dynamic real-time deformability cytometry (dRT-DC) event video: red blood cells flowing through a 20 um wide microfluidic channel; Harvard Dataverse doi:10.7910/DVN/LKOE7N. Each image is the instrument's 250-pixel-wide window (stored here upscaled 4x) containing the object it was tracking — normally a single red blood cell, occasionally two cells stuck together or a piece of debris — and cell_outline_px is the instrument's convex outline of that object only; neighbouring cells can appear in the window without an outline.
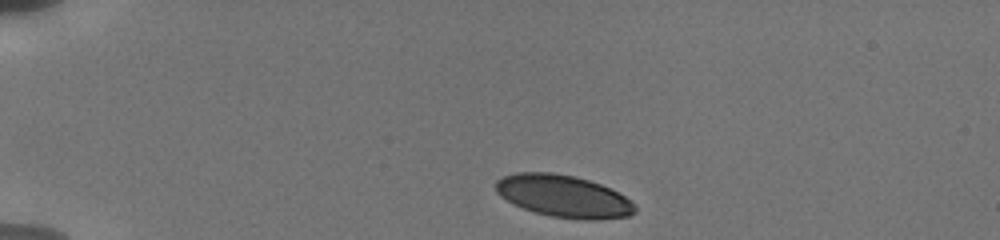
{"species": "human", "species_latin": "Homo sapiens", "temperature_condition": "cold", "stored_images_in_passage": 42, "camera_frame_rate_fps": 3000, "um_per_image_px": 0.085, "donor": {"sex": "male"}, "frame": {"image": 1, "passage_image": 1, "time_ms": 0.0, "image_size_px": [1000, 240], "cell_outline_px": [[636, 212], [628, 216], [600, 220], [584, 220], [552, 216], [536, 212], [512, 204], [500, 196], [496, 192], [496, 180], [504, 176], [516, 172], [552, 172], [576, 176], [600, 184], [632, 200], [636, 204]], "centroid_in_image_um": [47.91, 16.67], "position_along_channel_um": 37.1, "area_um2": 34.33}}
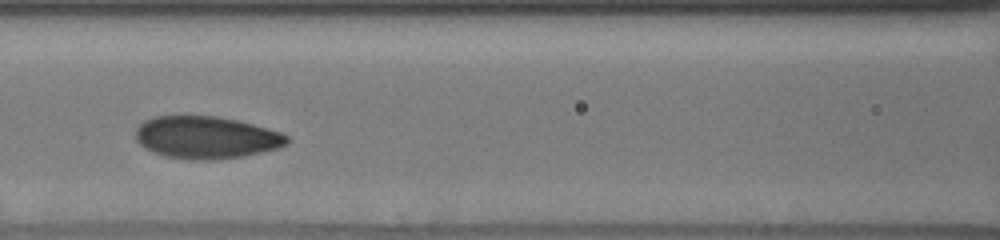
{"frame": {"image": 2, "passage_image": 18, "time_ms": 4.667, "image_size_px": [1000, 240], "cell_outline_px": [[288, 144], [280, 148], [244, 156], [212, 160], [188, 160], [164, 156], [152, 152], [144, 148], [136, 140], [136, 128], [144, 120], [156, 116], [216, 116], [236, 120], [284, 132], [288, 136]], "centroid_in_image_um": [17.54, 11.69], "position_along_channel_um": 149.1, "area_um2": 37.69}}
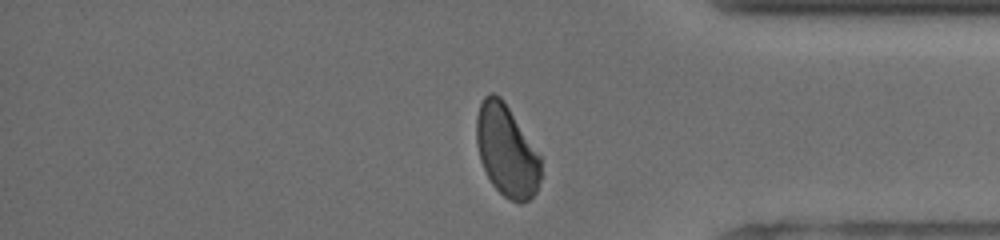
{"frame": {"image": 3, "passage_image": 37, "time_ms": 11.333, "image_size_px": [1000, 240], "cell_outline_px": [[544, 176], [536, 192], [528, 200], [520, 204], [504, 196], [492, 184], [480, 160], [476, 144], [476, 116], [480, 104], [484, 96], [488, 92], [492, 92], [500, 96], [504, 100], [540, 156]], "centroid_in_image_um": [43.08, 12.82], "position_along_channel_um": 392.1, "area_um2": 34.74}, "authors_computed_cell_mechanics": {"area_um2": 36.4718, "velocity_mm_per_s": 3.8094, "shape_relaxation_time_tau1_ms": 2.7501, "shape_relaxation_time_tau2_ms": null, "deformation_change_tau1": 0.1292, "deformation_change_tau2": null}}